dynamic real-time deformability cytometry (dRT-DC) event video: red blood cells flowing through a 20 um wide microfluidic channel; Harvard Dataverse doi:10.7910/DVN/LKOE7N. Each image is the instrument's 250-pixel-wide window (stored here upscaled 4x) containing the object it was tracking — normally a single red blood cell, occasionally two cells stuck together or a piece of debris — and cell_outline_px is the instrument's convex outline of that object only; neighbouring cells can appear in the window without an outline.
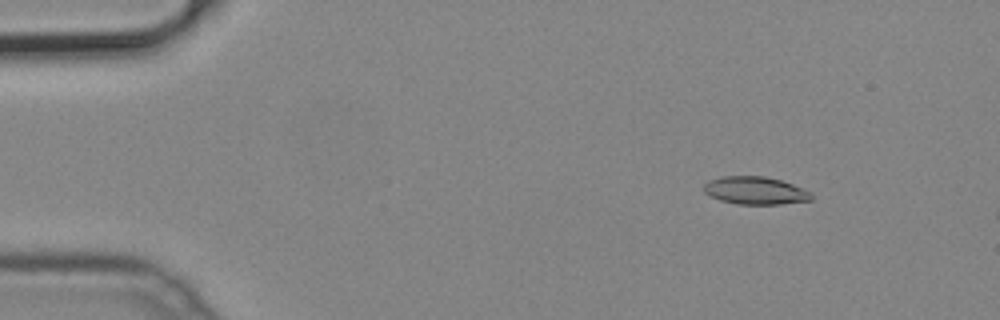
{"species": "common noctule bat (a hibernating species)", "species_latin": "Nyctalus noctula", "temperature_condition": "cold", "stored_images_in_passage": 8, "camera_frame_rate_fps": 3000, "um_per_image_px": 0.085, "animal": {"sex": "male", "body_mass_g": 19.2, "forearm_length_mm": 51.8}, "frame": {"image": 1, "passage_image": 3, "time_ms": 0.667, "image_size_px": [1000, 320], "cell_outline_px": [[812, 200], [780, 204], [736, 204], [720, 200], [704, 192], [704, 184], [708, 180], [720, 176], [764, 176], [780, 180], [792, 184], [812, 192]], "centroid_in_image_um": [64.19, 16.19], "position_along_channel_um": 20.8, "area_um2": 17.4}}